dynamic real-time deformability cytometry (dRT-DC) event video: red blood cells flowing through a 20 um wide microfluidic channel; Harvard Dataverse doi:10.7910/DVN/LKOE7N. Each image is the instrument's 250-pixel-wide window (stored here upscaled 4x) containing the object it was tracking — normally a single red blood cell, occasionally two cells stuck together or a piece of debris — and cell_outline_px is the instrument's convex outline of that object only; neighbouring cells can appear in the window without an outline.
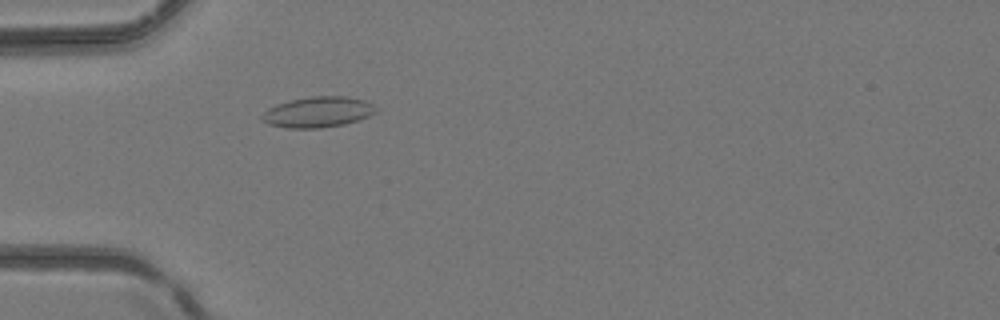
{"species": "common noctule bat (a hibernating species)", "species_latin": "Nyctalus noctula", "temperature_condition": "room temperature", "stored_images_in_passage": 2, "camera_frame_rate_fps": 3000, "um_per_image_px": 0.085, "animal": {"sex": "female", "body_mass_g": 24.6, "forearm_length_mm": 56.2}, "frame": {"image": 1, "passage_image": 2, "time_ms": 0.333, "image_size_px": [1000, 320], "cell_outline_px": [[376, 112], [360, 120], [344, 124], [320, 128], [284, 128], [268, 124], [260, 120], [260, 116], [268, 108], [276, 104], [308, 96], [348, 96], [364, 100], [372, 104], [376, 108]], "centroid_in_image_um": [26.99, 9.53], "position_along_channel_um": 58.0, "area_um2": 20.52}}